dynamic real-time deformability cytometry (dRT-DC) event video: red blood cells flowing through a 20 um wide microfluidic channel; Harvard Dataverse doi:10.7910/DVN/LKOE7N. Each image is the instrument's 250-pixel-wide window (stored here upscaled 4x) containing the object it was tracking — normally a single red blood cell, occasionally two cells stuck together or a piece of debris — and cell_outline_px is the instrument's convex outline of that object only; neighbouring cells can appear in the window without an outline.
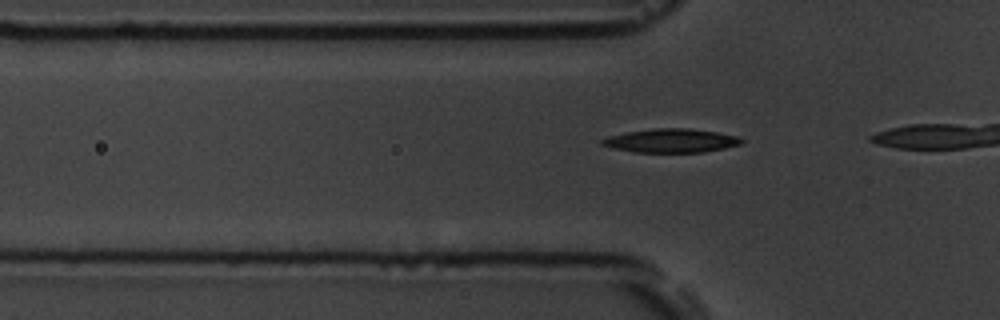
{"species": "common noctule bat (a hibernating species)", "species_latin": "Nyctalus noctula", "temperature_condition": "room temperature", "stored_images_in_passage": 8, "camera_frame_rate_fps": 3000, "um_per_image_px": 0.085, "animal": {"sex": "male", "body_mass_g": 19.5, "forearm_length_mm": 54.6}, "frame": {"image": 1, "passage_image": 5, "time_ms": 1.333, "image_size_px": [1000, 320], "cell_outline_px": [[744, 140], [740, 144], [724, 148], [704, 152], [636, 152], [612, 148], [600, 144], [600, 140], [608, 136], [628, 132], [656, 128], [688, 128], [716, 132], [736, 136]], "centroid_in_image_um": [57.02, 11.96], "position_along_channel_um": 68.8, "area_um2": 19.13}}